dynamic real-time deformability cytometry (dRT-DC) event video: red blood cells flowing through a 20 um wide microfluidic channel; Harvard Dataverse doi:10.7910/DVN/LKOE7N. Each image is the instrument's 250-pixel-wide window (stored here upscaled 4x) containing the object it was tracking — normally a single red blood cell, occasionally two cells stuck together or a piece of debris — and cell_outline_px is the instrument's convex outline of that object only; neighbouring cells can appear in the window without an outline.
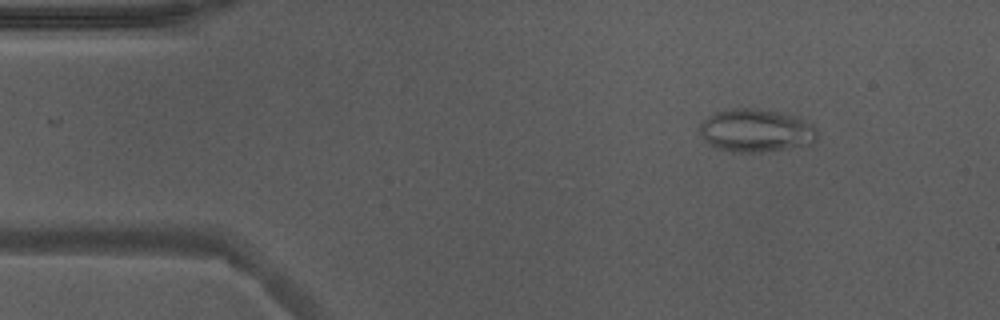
{"species": "Egyptian fruit bat (a non-hibernating species)", "species_latin": "Rousettus aegyptiacus", "temperature_condition": "warm", "stored_images_in_passage": 41, "camera_frame_rate_fps": 3000, "um_per_image_px": 0.085, "animal": {"sex": "male"}, "frame": {"image": 1, "passage_image": 6, "time_ms": 1.667, "image_size_px": [1000, 320], "cell_outline_px": [[816, 140], [808, 144], [768, 152], [740, 152], [716, 148], [708, 144], [700, 136], [700, 124], [708, 116], [716, 112], [732, 108], [756, 108], [776, 112], [792, 116], [804, 120], [812, 124], [816, 128]], "centroid_in_image_um": [64.22, 11.1], "position_along_channel_um": 20.8, "area_um2": 29.3}}
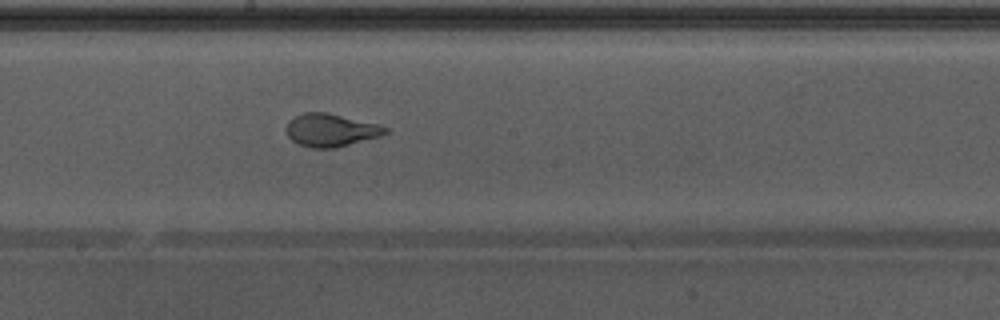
{"frame": {"image": 2, "passage_image": 27, "time_ms": 8.667, "image_size_px": [1000, 320], "cell_outline_px": [[388, 132], [380, 136], [336, 148], [312, 148], [296, 144], [288, 136], [284, 128], [288, 120], [304, 112], [324, 112], [380, 124], [388, 128]], "centroid_in_image_um": [28.09, 11.07], "position_along_channel_um": 220.1, "area_um2": 19.13}, "authors_computed_cell_mechanics": {"area_um2": 19.4786, "velocity_mm_per_s": 3.9303, "shape_relaxation_time_tau1_ms": 5.345, "shape_relaxation_time_tau2_ms": 0.7787, "deformation_change_tau1": 0.2039, "deformation_change_tau2": 0.0429}}